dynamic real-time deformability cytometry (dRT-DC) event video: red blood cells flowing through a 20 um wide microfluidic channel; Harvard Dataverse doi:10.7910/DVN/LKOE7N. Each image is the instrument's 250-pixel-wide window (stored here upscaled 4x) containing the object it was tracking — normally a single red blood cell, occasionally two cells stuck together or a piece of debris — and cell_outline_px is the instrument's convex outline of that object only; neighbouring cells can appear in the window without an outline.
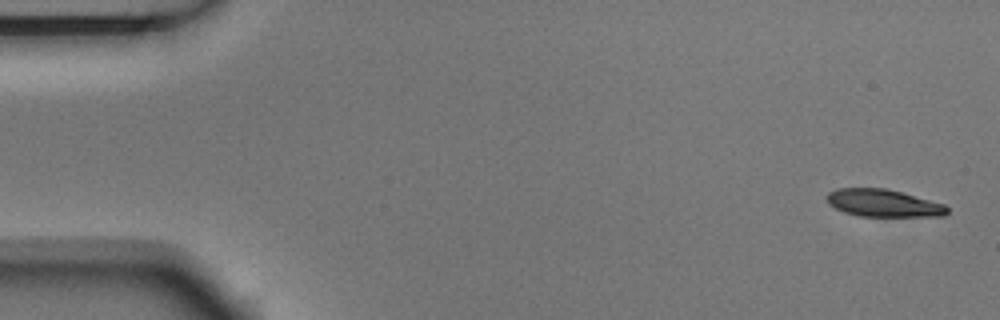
{"species": "Egyptian fruit bat (a non-hibernating species)", "species_latin": "Rousettus aegyptiacus", "temperature_condition": "room temperature", "stored_images_in_passage": 8, "camera_frame_rate_fps": 3000, "um_per_image_px": 0.085, "animal": {"sex": "male"}, "frame": {"image": 1, "passage_image": 1, "time_ms": 0.0, "image_size_px": [1000, 320], "cell_outline_px": [[948, 212], [944, 216], [860, 216], [844, 212], [828, 204], [828, 192], [836, 188], [884, 188], [900, 192], [944, 204], [948, 208]], "centroid_in_image_um": [75.07, 17.26], "position_along_channel_um": 9.9, "area_um2": 19.02}}
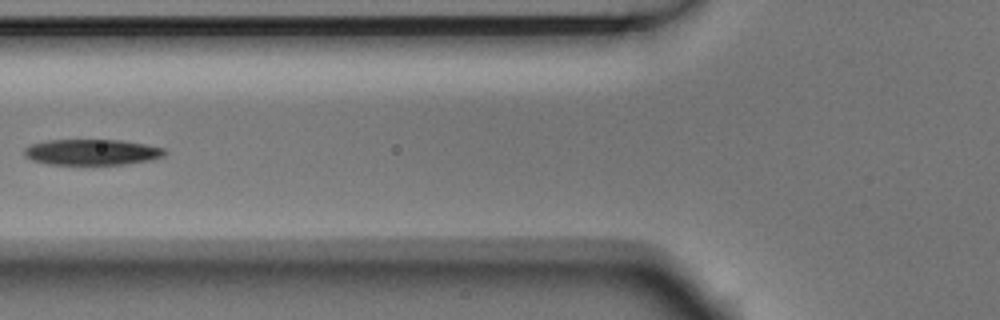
{"frame": {"image": 2, "passage_image": 5, "time_ms": 1.333, "image_size_px": [1000, 320], "cell_outline_px": [[168, 152], [164, 156], [152, 160], [124, 164], [92, 168], [48, 164], [32, 160], [24, 156], [24, 148], [32, 144], [48, 140], [120, 140], [144, 144], [164, 148]], "centroid_in_image_um": [7.81, 12.99], "position_along_channel_um": 118.0, "area_um2": 22.2}}
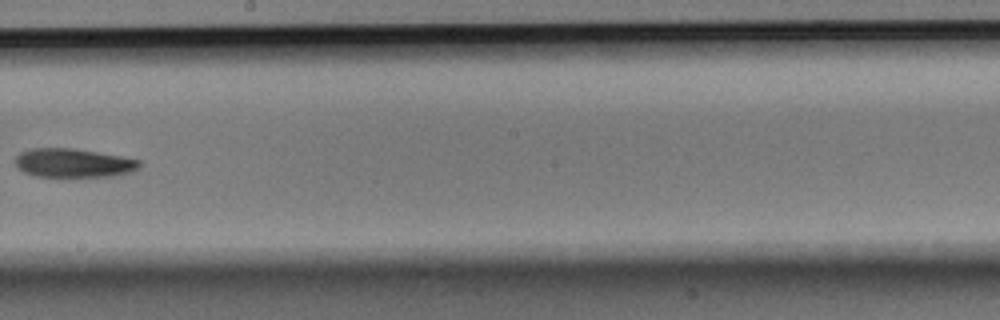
{"frame": {"image": 3, "passage_image": 8, "time_ms": 2.333, "image_size_px": [1000, 320], "cell_outline_px": [[140, 168], [132, 172], [112, 176], [32, 176], [16, 168], [16, 156], [20, 152], [32, 148], [72, 148], [120, 156], [140, 160]], "centroid_in_image_um": [6.22, 13.85], "position_along_channel_um": 242.0, "area_um2": 20.81}}